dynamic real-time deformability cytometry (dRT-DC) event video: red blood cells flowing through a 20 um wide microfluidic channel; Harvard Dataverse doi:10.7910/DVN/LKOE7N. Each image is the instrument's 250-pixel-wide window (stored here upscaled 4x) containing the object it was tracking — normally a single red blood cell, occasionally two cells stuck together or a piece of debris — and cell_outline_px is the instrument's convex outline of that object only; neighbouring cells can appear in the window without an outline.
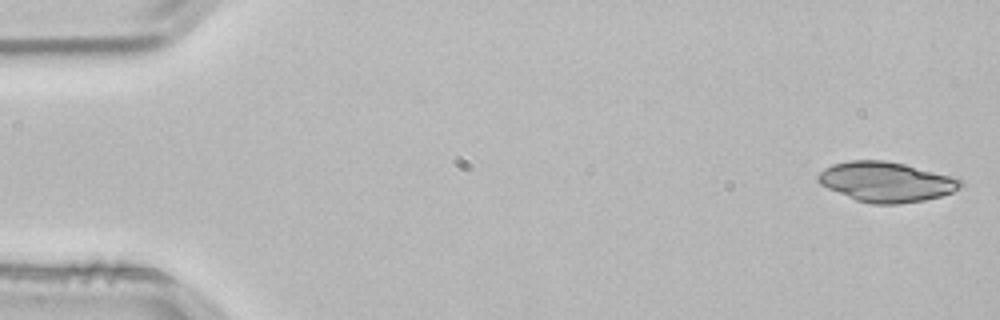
{"species": "common noctule bat (a hibernating species)", "species_latin": "Nyctalus noctula", "temperature_condition": "room temperature", "stored_images_in_passage": 12, "camera_frame_rate_fps": 3000, "um_per_image_px": 0.085, "animal": {"sex": "male", "body_mass_g": 21.5, "forearm_length_mm": 52.0}, "frame": {"image": 1, "passage_image": 1, "time_ms": 0.0, "image_size_px": [1000, 320], "cell_outline_px": [[964, 184], [960, 188], [952, 192], [940, 196], [924, 200], [900, 204], [872, 204], [856, 200], [828, 188], [820, 184], [816, 180], [816, 176], [824, 168], [832, 164], [852, 160], [884, 160], [904, 164], [964, 180]], "centroid_in_image_um": [75.3, 15.46], "position_along_channel_um": 9.7, "area_um2": 33.06}}